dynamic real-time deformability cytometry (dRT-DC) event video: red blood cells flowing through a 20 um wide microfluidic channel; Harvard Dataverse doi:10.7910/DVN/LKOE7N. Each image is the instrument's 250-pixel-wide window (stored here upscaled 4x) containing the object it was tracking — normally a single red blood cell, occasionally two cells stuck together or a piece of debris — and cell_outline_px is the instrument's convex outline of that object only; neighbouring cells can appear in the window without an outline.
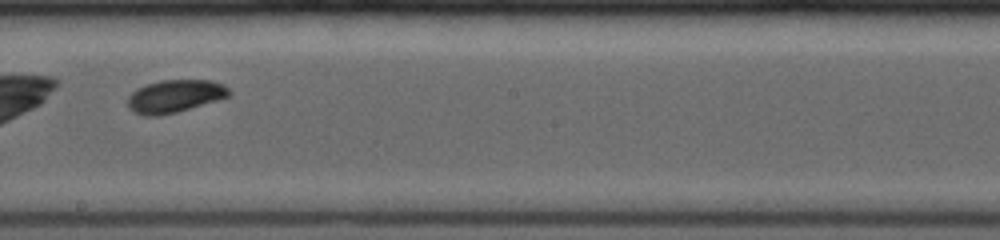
{"species": "common noctule bat (a hibernating species)", "species_latin": "Nyctalus noctula", "temperature_condition": "room temperature", "stored_images_in_passage": 16, "camera_frame_rate_fps": 4000, "um_per_image_px": 0.085, "animal": {"sex": "female", "body_mass_g": 19.0, "forearm_length_mm": 53.3}, "frame": {"image": 1, "passage_image": 12, "time_ms": 4.25, "image_size_px": [1000, 240], "cell_outline_px": [[232, 92], [228, 96], [216, 100], [176, 112], [156, 116], [144, 116], [128, 108], [128, 96], [136, 88], [160, 80], [212, 80], [224, 84]], "centroid_in_image_um": [14.85, 8.16], "position_along_channel_um": 233.4, "area_um2": 19.19}}